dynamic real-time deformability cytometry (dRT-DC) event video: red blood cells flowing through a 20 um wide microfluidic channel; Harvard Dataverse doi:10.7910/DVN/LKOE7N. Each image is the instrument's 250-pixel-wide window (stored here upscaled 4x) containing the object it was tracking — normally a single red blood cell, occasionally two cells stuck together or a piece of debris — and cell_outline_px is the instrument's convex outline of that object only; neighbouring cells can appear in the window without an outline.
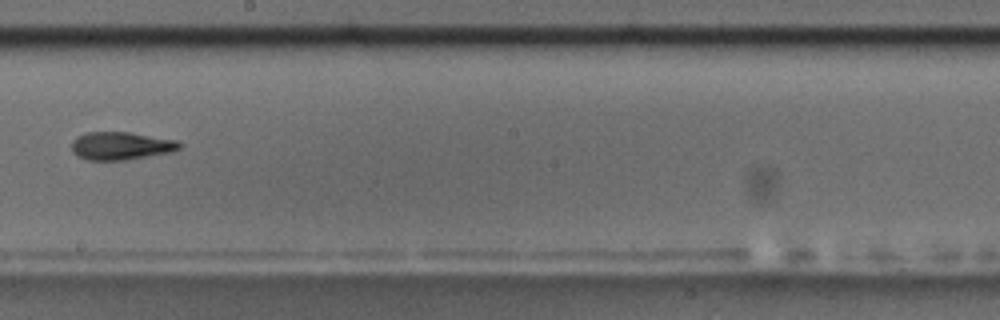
{"species": "common noctule bat (a hibernating species)", "species_latin": "Nyctalus noctula", "temperature_condition": "room temperature", "stored_images_in_passage": 9, "camera_frame_rate_fps": 3000, "um_per_image_px": 0.085, "animal": {"sex": "male", "body_mass_g": 17.5, "forearm_length_mm": 52.3}, "frame": {"image": 1, "passage_image": 9, "time_ms": 9.333, "image_size_px": [1000, 320], "cell_outline_px": [[184, 144], [180, 148], [172, 152], [124, 160], [88, 160], [76, 156], [72, 152], [72, 140], [76, 136], [84, 132], [128, 132], [176, 140]], "centroid_in_image_um": [10.25, 12.39], "position_along_channel_um": 237.9, "area_um2": 17.69}}